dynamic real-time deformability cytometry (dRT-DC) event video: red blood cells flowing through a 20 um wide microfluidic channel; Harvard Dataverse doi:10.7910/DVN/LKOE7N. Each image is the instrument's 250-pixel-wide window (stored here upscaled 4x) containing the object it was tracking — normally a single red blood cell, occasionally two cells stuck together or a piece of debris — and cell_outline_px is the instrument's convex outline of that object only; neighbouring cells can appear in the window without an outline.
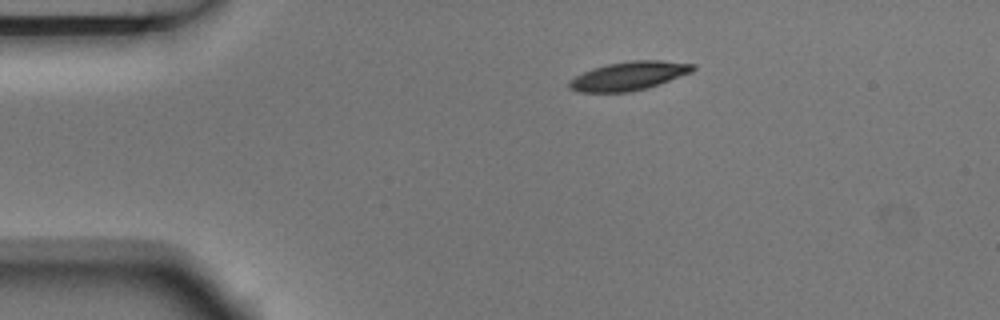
{"species": "Egyptian fruit bat (a non-hibernating species)", "species_latin": "Rousettus aegyptiacus", "temperature_condition": "room temperature", "stored_images_in_passage": 3, "camera_frame_rate_fps": 3000, "um_per_image_px": 0.085, "animal": {"sex": "male"}, "frame": {"image": 1, "passage_image": 1, "time_ms": 0.0, "image_size_px": [1000, 320], "cell_outline_px": [[696, 68], [692, 72], [648, 88], [628, 92], [580, 92], [568, 88], [568, 80], [592, 68], [608, 64], [632, 60], [660, 60], [696, 64]], "centroid_in_image_um": [53.46, 6.45], "position_along_channel_um": 31.5, "area_um2": 20.69}}
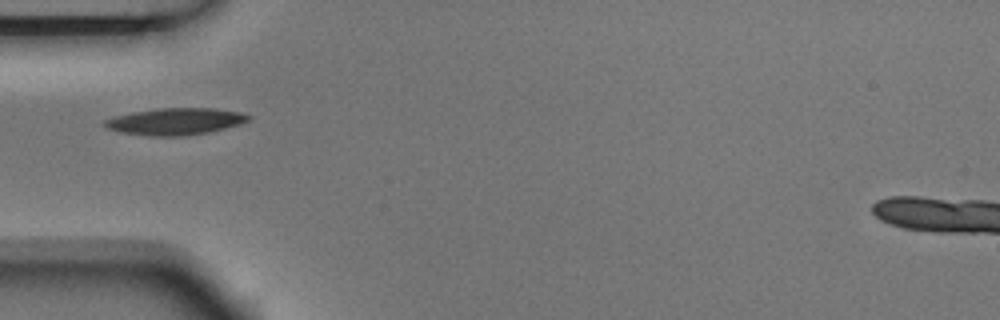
{"frame": {"image": 2, "passage_image": 3, "time_ms": 0.667, "image_size_px": [1000, 320], "cell_outline_px": [[252, 116], [248, 120], [240, 124], [208, 132], [184, 136], [148, 136], [120, 132], [108, 128], [100, 124], [104, 120], [116, 116], [132, 112], [156, 108], [216, 108], [240, 112]], "centroid_in_image_um": [14.88, 10.32], "position_along_channel_um": 70.1, "area_um2": 22.54}}